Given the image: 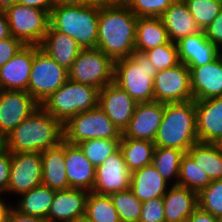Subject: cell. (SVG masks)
Segmentation results:
<instances>
[{
	"mask_svg": "<svg viewBox=\"0 0 222 222\" xmlns=\"http://www.w3.org/2000/svg\"><path fill=\"white\" fill-rule=\"evenodd\" d=\"M137 16L123 2L99 5L96 48L114 61L135 52Z\"/></svg>",
	"mask_w": 222,
	"mask_h": 222,
	"instance_id": "1",
	"label": "cell"
},
{
	"mask_svg": "<svg viewBox=\"0 0 222 222\" xmlns=\"http://www.w3.org/2000/svg\"><path fill=\"white\" fill-rule=\"evenodd\" d=\"M63 140V125L39 106L4 138L3 145L11 153H41Z\"/></svg>",
	"mask_w": 222,
	"mask_h": 222,
	"instance_id": "2",
	"label": "cell"
},
{
	"mask_svg": "<svg viewBox=\"0 0 222 222\" xmlns=\"http://www.w3.org/2000/svg\"><path fill=\"white\" fill-rule=\"evenodd\" d=\"M197 142L195 101L165 103L163 119L153 141L155 146L177 148L186 153Z\"/></svg>",
	"mask_w": 222,
	"mask_h": 222,
	"instance_id": "3",
	"label": "cell"
},
{
	"mask_svg": "<svg viewBox=\"0 0 222 222\" xmlns=\"http://www.w3.org/2000/svg\"><path fill=\"white\" fill-rule=\"evenodd\" d=\"M99 5L57 6L50 11V27L73 38L82 49L96 48Z\"/></svg>",
	"mask_w": 222,
	"mask_h": 222,
	"instance_id": "4",
	"label": "cell"
},
{
	"mask_svg": "<svg viewBox=\"0 0 222 222\" xmlns=\"http://www.w3.org/2000/svg\"><path fill=\"white\" fill-rule=\"evenodd\" d=\"M158 71L145 53L135 51L131 56L115 61L114 82L137 103L154 101V77Z\"/></svg>",
	"mask_w": 222,
	"mask_h": 222,
	"instance_id": "5",
	"label": "cell"
},
{
	"mask_svg": "<svg viewBox=\"0 0 222 222\" xmlns=\"http://www.w3.org/2000/svg\"><path fill=\"white\" fill-rule=\"evenodd\" d=\"M99 89L67 80L40 106L62 125L81 112L98 107Z\"/></svg>",
	"mask_w": 222,
	"mask_h": 222,
	"instance_id": "6",
	"label": "cell"
},
{
	"mask_svg": "<svg viewBox=\"0 0 222 222\" xmlns=\"http://www.w3.org/2000/svg\"><path fill=\"white\" fill-rule=\"evenodd\" d=\"M115 61L98 48L81 49L68 79L101 89L114 81Z\"/></svg>",
	"mask_w": 222,
	"mask_h": 222,
	"instance_id": "7",
	"label": "cell"
},
{
	"mask_svg": "<svg viewBox=\"0 0 222 222\" xmlns=\"http://www.w3.org/2000/svg\"><path fill=\"white\" fill-rule=\"evenodd\" d=\"M5 13L11 36L24 45H41L50 26L48 11L16 3L8 7Z\"/></svg>",
	"mask_w": 222,
	"mask_h": 222,
	"instance_id": "8",
	"label": "cell"
},
{
	"mask_svg": "<svg viewBox=\"0 0 222 222\" xmlns=\"http://www.w3.org/2000/svg\"><path fill=\"white\" fill-rule=\"evenodd\" d=\"M63 131L64 140L73 145L94 138L121 139L122 137L121 130L99 107L76 114L63 125Z\"/></svg>",
	"mask_w": 222,
	"mask_h": 222,
	"instance_id": "9",
	"label": "cell"
},
{
	"mask_svg": "<svg viewBox=\"0 0 222 222\" xmlns=\"http://www.w3.org/2000/svg\"><path fill=\"white\" fill-rule=\"evenodd\" d=\"M68 80V70L34 45L28 93L41 105Z\"/></svg>",
	"mask_w": 222,
	"mask_h": 222,
	"instance_id": "10",
	"label": "cell"
},
{
	"mask_svg": "<svg viewBox=\"0 0 222 222\" xmlns=\"http://www.w3.org/2000/svg\"><path fill=\"white\" fill-rule=\"evenodd\" d=\"M42 184L40 152L11 153L10 177L7 191L21 195Z\"/></svg>",
	"mask_w": 222,
	"mask_h": 222,
	"instance_id": "11",
	"label": "cell"
},
{
	"mask_svg": "<svg viewBox=\"0 0 222 222\" xmlns=\"http://www.w3.org/2000/svg\"><path fill=\"white\" fill-rule=\"evenodd\" d=\"M190 100H193L190 70L183 63L159 71L154 77V101L175 103Z\"/></svg>",
	"mask_w": 222,
	"mask_h": 222,
	"instance_id": "12",
	"label": "cell"
},
{
	"mask_svg": "<svg viewBox=\"0 0 222 222\" xmlns=\"http://www.w3.org/2000/svg\"><path fill=\"white\" fill-rule=\"evenodd\" d=\"M40 104L27 92L21 90L0 91V136L4 139Z\"/></svg>",
	"mask_w": 222,
	"mask_h": 222,
	"instance_id": "13",
	"label": "cell"
},
{
	"mask_svg": "<svg viewBox=\"0 0 222 222\" xmlns=\"http://www.w3.org/2000/svg\"><path fill=\"white\" fill-rule=\"evenodd\" d=\"M130 182L131 171L128 169L119 148L96 168L95 182L91 192L110 195L129 189Z\"/></svg>",
	"mask_w": 222,
	"mask_h": 222,
	"instance_id": "14",
	"label": "cell"
},
{
	"mask_svg": "<svg viewBox=\"0 0 222 222\" xmlns=\"http://www.w3.org/2000/svg\"><path fill=\"white\" fill-rule=\"evenodd\" d=\"M165 103L158 101L137 103L122 137L153 142L163 119Z\"/></svg>",
	"mask_w": 222,
	"mask_h": 222,
	"instance_id": "15",
	"label": "cell"
},
{
	"mask_svg": "<svg viewBox=\"0 0 222 222\" xmlns=\"http://www.w3.org/2000/svg\"><path fill=\"white\" fill-rule=\"evenodd\" d=\"M137 102L114 81L99 91L98 107L121 132L128 126Z\"/></svg>",
	"mask_w": 222,
	"mask_h": 222,
	"instance_id": "16",
	"label": "cell"
},
{
	"mask_svg": "<svg viewBox=\"0 0 222 222\" xmlns=\"http://www.w3.org/2000/svg\"><path fill=\"white\" fill-rule=\"evenodd\" d=\"M190 70V86L193 100H205L222 97V56L199 67H187Z\"/></svg>",
	"mask_w": 222,
	"mask_h": 222,
	"instance_id": "17",
	"label": "cell"
},
{
	"mask_svg": "<svg viewBox=\"0 0 222 222\" xmlns=\"http://www.w3.org/2000/svg\"><path fill=\"white\" fill-rule=\"evenodd\" d=\"M34 45H25L15 56L0 68L1 90L28 92Z\"/></svg>",
	"mask_w": 222,
	"mask_h": 222,
	"instance_id": "18",
	"label": "cell"
},
{
	"mask_svg": "<svg viewBox=\"0 0 222 222\" xmlns=\"http://www.w3.org/2000/svg\"><path fill=\"white\" fill-rule=\"evenodd\" d=\"M176 46L179 61L186 67H199L213 62L221 53L220 48L206 38L204 31L178 40Z\"/></svg>",
	"mask_w": 222,
	"mask_h": 222,
	"instance_id": "19",
	"label": "cell"
},
{
	"mask_svg": "<svg viewBox=\"0 0 222 222\" xmlns=\"http://www.w3.org/2000/svg\"><path fill=\"white\" fill-rule=\"evenodd\" d=\"M88 194L86 190L75 188L56 190L47 219L50 222H73L83 218Z\"/></svg>",
	"mask_w": 222,
	"mask_h": 222,
	"instance_id": "20",
	"label": "cell"
},
{
	"mask_svg": "<svg viewBox=\"0 0 222 222\" xmlns=\"http://www.w3.org/2000/svg\"><path fill=\"white\" fill-rule=\"evenodd\" d=\"M64 165L70 188L92 191L96 167L86 158L78 145L65 141Z\"/></svg>",
	"mask_w": 222,
	"mask_h": 222,
	"instance_id": "21",
	"label": "cell"
},
{
	"mask_svg": "<svg viewBox=\"0 0 222 222\" xmlns=\"http://www.w3.org/2000/svg\"><path fill=\"white\" fill-rule=\"evenodd\" d=\"M199 142L214 143L222 136V97L195 101Z\"/></svg>",
	"mask_w": 222,
	"mask_h": 222,
	"instance_id": "22",
	"label": "cell"
},
{
	"mask_svg": "<svg viewBox=\"0 0 222 222\" xmlns=\"http://www.w3.org/2000/svg\"><path fill=\"white\" fill-rule=\"evenodd\" d=\"M165 222H186L198 208V193L171 185L163 196Z\"/></svg>",
	"mask_w": 222,
	"mask_h": 222,
	"instance_id": "23",
	"label": "cell"
},
{
	"mask_svg": "<svg viewBox=\"0 0 222 222\" xmlns=\"http://www.w3.org/2000/svg\"><path fill=\"white\" fill-rule=\"evenodd\" d=\"M170 186L153 164L131 172L130 189L141 202L163 197Z\"/></svg>",
	"mask_w": 222,
	"mask_h": 222,
	"instance_id": "24",
	"label": "cell"
},
{
	"mask_svg": "<svg viewBox=\"0 0 222 222\" xmlns=\"http://www.w3.org/2000/svg\"><path fill=\"white\" fill-rule=\"evenodd\" d=\"M42 184L53 190L69 189L65 172V140L41 152Z\"/></svg>",
	"mask_w": 222,
	"mask_h": 222,
	"instance_id": "25",
	"label": "cell"
},
{
	"mask_svg": "<svg viewBox=\"0 0 222 222\" xmlns=\"http://www.w3.org/2000/svg\"><path fill=\"white\" fill-rule=\"evenodd\" d=\"M160 19L167 30L170 41L174 43L200 31L183 0H176L172 3L160 16Z\"/></svg>",
	"mask_w": 222,
	"mask_h": 222,
	"instance_id": "26",
	"label": "cell"
},
{
	"mask_svg": "<svg viewBox=\"0 0 222 222\" xmlns=\"http://www.w3.org/2000/svg\"><path fill=\"white\" fill-rule=\"evenodd\" d=\"M40 48L66 70L70 69L82 49L73 38L50 26Z\"/></svg>",
	"mask_w": 222,
	"mask_h": 222,
	"instance_id": "27",
	"label": "cell"
},
{
	"mask_svg": "<svg viewBox=\"0 0 222 222\" xmlns=\"http://www.w3.org/2000/svg\"><path fill=\"white\" fill-rule=\"evenodd\" d=\"M170 42L160 17H138L136 23L135 51L146 52Z\"/></svg>",
	"mask_w": 222,
	"mask_h": 222,
	"instance_id": "28",
	"label": "cell"
},
{
	"mask_svg": "<svg viewBox=\"0 0 222 222\" xmlns=\"http://www.w3.org/2000/svg\"><path fill=\"white\" fill-rule=\"evenodd\" d=\"M56 190L39 185L19 196L13 208L19 213L47 219Z\"/></svg>",
	"mask_w": 222,
	"mask_h": 222,
	"instance_id": "29",
	"label": "cell"
},
{
	"mask_svg": "<svg viewBox=\"0 0 222 222\" xmlns=\"http://www.w3.org/2000/svg\"><path fill=\"white\" fill-rule=\"evenodd\" d=\"M119 148L131 172L152 164L155 149L153 142L121 137Z\"/></svg>",
	"mask_w": 222,
	"mask_h": 222,
	"instance_id": "30",
	"label": "cell"
},
{
	"mask_svg": "<svg viewBox=\"0 0 222 222\" xmlns=\"http://www.w3.org/2000/svg\"><path fill=\"white\" fill-rule=\"evenodd\" d=\"M211 181L222 179V153L213 143L197 142L186 152Z\"/></svg>",
	"mask_w": 222,
	"mask_h": 222,
	"instance_id": "31",
	"label": "cell"
},
{
	"mask_svg": "<svg viewBox=\"0 0 222 222\" xmlns=\"http://www.w3.org/2000/svg\"><path fill=\"white\" fill-rule=\"evenodd\" d=\"M184 154V151L177 148L155 146L152 164L171 185H177L181 159Z\"/></svg>",
	"mask_w": 222,
	"mask_h": 222,
	"instance_id": "32",
	"label": "cell"
},
{
	"mask_svg": "<svg viewBox=\"0 0 222 222\" xmlns=\"http://www.w3.org/2000/svg\"><path fill=\"white\" fill-rule=\"evenodd\" d=\"M84 217L90 222H120L110 195L93 192L87 196Z\"/></svg>",
	"mask_w": 222,
	"mask_h": 222,
	"instance_id": "33",
	"label": "cell"
},
{
	"mask_svg": "<svg viewBox=\"0 0 222 222\" xmlns=\"http://www.w3.org/2000/svg\"><path fill=\"white\" fill-rule=\"evenodd\" d=\"M210 182L208 174L185 153L181 159L177 185L199 193Z\"/></svg>",
	"mask_w": 222,
	"mask_h": 222,
	"instance_id": "34",
	"label": "cell"
},
{
	"mask_svg": "<svg viewBox=\"0 0 222 222\" xmlns=\"http://www.w3.org/2000/svg\"><path fill=\"white\" fill-rule=\"evenodd\" d=\"M121 139L94 138L77 144L86 158L97 168L105 159L117 151Z\"/></svg>",
	"mask_w": 222,
	"mask_h": 222,
	"instance_id": "35",
	"label": "cell"
},
{
	"mask_svg": "<svg viewBox=\"0 0 222 222\" xmlns=\"http://www.w3.org/2000/svg\"><path fill=\"white\" fill-rule=\"evenodd\" d=\"M110 197L118 212L120 222H139L142 202L134 195L130 188L111 193Z\"/></svg>",
	"mask_w": 222,
	"mask_h": 222,
	"instance_id": "36",
	"label": "cell"
},
{
	"mask_svg": "<svg viewBox=\"0 0 222 222\" xmlns=\"http://www.w3.org/2000/svg\"><path fill=\"white\" fill-rule=\"evenodd\" d=\"M200 31L210 25L222 10V0H183Z\"/></svg>",
	"mask_w": 222,
	"mask_h": 222,
	"instance_id": "37",
	"label": "cell"
},
{
	"mask_svg": "<svg viewBox=\"0 0 222 222\" xmlns=\"http://www.w3.org/2000/svg\"><path fill=\"white\" fill-rule=\"evenodd\" d=\"M198 207L215 217L222 215V179L211 181L198 193Z\"/></svg>",
	"mask_w": 222,
	"mask_h": 222,
	"instance_id": "38",
	"label": "cell"
},
{
	"mask_svg": "<svg viewBox=\"0 0 222 222\" xmlns=\"http://www.w3.org/2000/svg\"><path fill=\"white\" fill-rule=\"evenodd\" d=\"M144 53L158 72L180 64L176 43L171 41Z\"/></svg>",
	"mask_w": 222,
	"mask_h": 222,
	"instance_id": "39",
	"label": "cell"
},
{
	"mask_svg": "<svg viewBox=\"0 0 222 222\" xmlns=\"http://www.w3.org/2000/svg\"><path fill=\"white\" fill-rule=\"evenodd\" d=\"M176 0H123L137 17H160Z\"/></svg>",
	"mask_w": 222,
	"mask_h": 222,
	"instance_id": "40",
	"label": "cell"
},
{
	"mask_svg": "<svg viewBox=\"0 0 222 222\" xmlns=\"http://www.w3.org/2000/svg\"><path fill=\"white\" fill-rule=\"evenodd\" d=\"M139 222H165L163 197L142 202Z\"/></svg>",
	"mask_w": 222,
	"mask_h": 222,
	"instance_id": "41",
	"label": "cell"
},
{
	"mask_svg": "<svg viewBox=\"0 0 222 222\" xmlns=\"http://www.w3.org/2000/svg\"><path fill=\"white\" fill-rule=\"evenodd\" d=\"M25 45L19 40L10 36L0 40V68L15 56Z\"/></svg>",
	"mask_w": 222,
	"mask_h": 222,
	"instance_id": "42",
	"label": "cell"
},
{
	"mask_svg": "<svg viewBox=\"0 0 222 222\" xmlns=\"http://www.w3.org/2000/svg\"><path fill=\"white\" fill-rule=\"evenodd\" d=\"M11 152L4 146H0V194L7 191L10 177Z\"/></svg>",
	"mask_w": 222,
	"mask_h": 222,
	"instance_id": "43",
	"label": "cell"
},
{
	"mask_svg": "<svg viewBox=\"0 0 222 222\" xmlns=\"http://www.w3.org/2000/svg\"><path fill=\"white\" fill-rule=\"evenodd\" d=\"M204 32L211 43L216 44L220 49L222 48V10Z\"/></svg>",
	"mask_w": 222,
	"mask_h": 222,
	"instance_id": "44",
	"label": "cell"
},
{
	"mask_svg": "<svg viewBox=\"0 0 222 222\" xmlns=\"http://www.w3.org/2000/svg\"><path fill=\"white\" fill-rule=\"evenodd\" d=\"M7 222H50V221L48 219L19 213L14 208H12L8 216Z\"/></svg>",
	"mask_w": 222,
	"mask_h": 222,
	"instance_id": "45",
	"label": "cell"
},
{
	"mask_svg": "<svg viewBox=\"0 0 222 222\" xmlns=\"http://www.w3.org/2000/svg\"><path fill=\"white\" fill-rule=\"evenodd\" d=\"M186 222H219V218L211 213L201 210L199 207L189 216Z\"/></svg>",
	"mask_w": 222,
	"mask_h": 222,
	"instance_id": "46",
	"label": "cell"
},
{
	"mask_svg": "<svg viewBox=\"0 0 222 222\" xmlns=\"http://www.w3.org/2000/svg\"><path fill=\"white\" fill-rule=\"evenodd\" d=\"M18 3L37 9L46 10L49 13L52 9L51 0H18Z\"/></svg>",
	"mask_w": 222,
	"mask_h": 222,
	"instance_id": "47",
	"label": "cell"
},
{
	"mask_svg": "<svg viewBox=\"0 0 222 222\" xmlns=\"http://www.w3.org/2000/svg\"><path fill=\"white\" fill-rule=\"evenodd\" d=\"M3 196L4 194H0V222H7L13 206L7 203V201L5 202L6 198Z\"/></svg>",
	"mask_w": 222,
	"mask_h": 222,
	"instance_id": "48",
	"label": "cell"
},
{
	"mask_svg": "<svg viewBox=\"0 0 222 222\" xmlns=\"http://www.w3.org/2000/svg\"><path fill=\"white\" fill-rule=\"evenodd\" d=\"M8 18L5 11H0V40L10 37Z\"/></svg>",
	"mask_w": 222,
	"mask_h": 222,
	"instance_id": "49",
	"label": "cell"
},
{
	"mask_svg": "<svg viewBox=\"0 0 222 222\" xmlns=\"http://www.w3.org/2000/svg\"><path fill=\"white\" fill-rule=\"evenodd\" d=\"M52 8L68 5H87L88 0H51Z\"/></svg>",
	"mask_w": 222,
	"mask_h": 222,
	"instance_id": "50",
	"label": "cell"
},
{
	"mask_svg": "<svg viewBox=\"0 0 222 222\" xmlns=\"http://www.w3.org/2000/svg\"><path fill=\"white\" fill-rule=\"evenodd\" d=\"M123 0H88V4H97V5H112L117 4Z\"/></svg>",
	"mask_w": 222,
	"mask_h": 222,
	"instance_id": "51",
	"label": "cell"
},
{
	"mask_svg": "<svg viewBox=\"0 0 222 222\" xmlns=\"http://www.w3.org/2000/svg\"><path fill=\"white\" fill-rule=\"evenodd\" d=\"M18 3V0H0V11H5L8 7Z\"/></svg>",
	"mask_w": 222,
	"mask_h": 222,
	"instance_id": "52",
	"label": "cell"
},
{
	"mask_svg": "<svg viewBox=\"0 0 222 222\" xmlns=\"http://www.w3.org/2000/svg\"><path fill=\"white\" fill-rule=\"evenodd\" d=\"M216 148L222 153V136L213 143Z\"/></svg>",
	"mask_w": 222,
	"mask_h": 222,
	"instance_id": "53",
	"label": "cell"
},
{
	"mask_svg": "<svg viewBox=\"0 0 222 222\" xmlns=\"http://www.w3.org/2000/svg\"><path fill=\"white\" fill-rule=\"evenodd\" d=\"M73 222H90V221L87 220L85 217H83V218L77 219V220H75Z\"/></svg>",
	"mask_w": 222,
	"mask_h": 222,
	"instance_id": "54",
	"label": "cell"
},
{
	"mask_svg": "<svg viewBox=\"0 0 222 222\" xmlns=\"http://www.w3.org/2000/svg\"><path fill=\"white\" fill-rule=\"evenodd\" d=\"M3 141H4V139L0 136V146L3 145Z\"/></svg>",
	"mask_w": 222,
	"mask_h": 222,
	"instance_id": "55",
	"label": "cell"
},
{
	"mask_svg": "<svg viewBox=\"0 0 222 222\" xmlns=\"http://www.w3.org/2000/svg\"><path fill=\"white\" fill-rule=\"evenodd\" d=\"M218 218H219V222H222V215H220Z\"/></svg>",
	"mask_w": 222,
	"mask_h": 222,
	"instance_id": "56",
	"label": "cell"
}]
</instances>
